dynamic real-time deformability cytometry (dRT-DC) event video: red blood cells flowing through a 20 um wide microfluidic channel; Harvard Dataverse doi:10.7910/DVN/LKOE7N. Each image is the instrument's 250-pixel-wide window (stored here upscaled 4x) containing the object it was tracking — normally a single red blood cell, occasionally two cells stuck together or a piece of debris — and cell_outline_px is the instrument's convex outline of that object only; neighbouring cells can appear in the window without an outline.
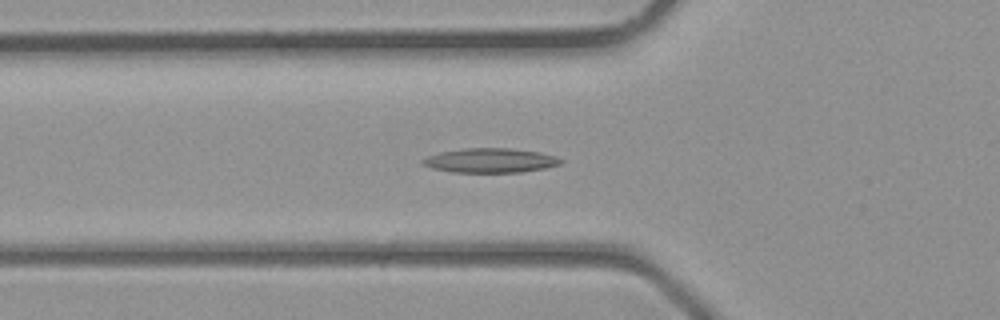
{"species": "common noctule bat (a hibernating species)", "species_latin": "Nyctalus noctula", "temperature_condition": "room temperature", "stored_images_in_passage": 30, "camera_frame_rate_fps": 3000, "um_per_image_px": 0.085, "animal": {"sex": "male", "body_mass_g": 23.1, "forearm_length_mm": 52.7}, "frame": {"image": 1, "passage_image": 8, "time_ms": 2.333, "image_size_px": [1000, 320], "cell_outline_px": [[564, 160], [560, 164], [544, 168], [520, 172], [452, 172], [432, 168], [424, 164], [420, 160], [428, 156], [440, 152], [464, 148], [508, 148], [540, 152], [556, 156]], "centroid_in_image_um": [41.69, 13.63], "position_along_channel_um": 84.1, "area_um2": 19.54}}
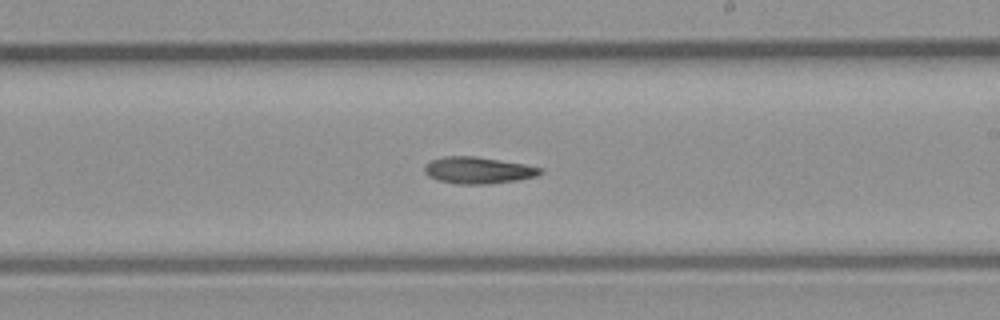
{"frame": {"image": 2, "passage_image": 17, "time_ms": 5.333, "image_size_px": [1000, 320], "cell_outline_px": [[544, 172], [536, 176], [516, 180], [492, 184], [456, 184], [440, 180], [428, 176], [424, 172], [424, 164], [432, 160], [444, 156], [476, 156], [524, 164], [544, 168]], "centroid_in_image_um": [40.65, 14.47], "position_along_channel_um": 248.4, "area_um2": 18.09}}
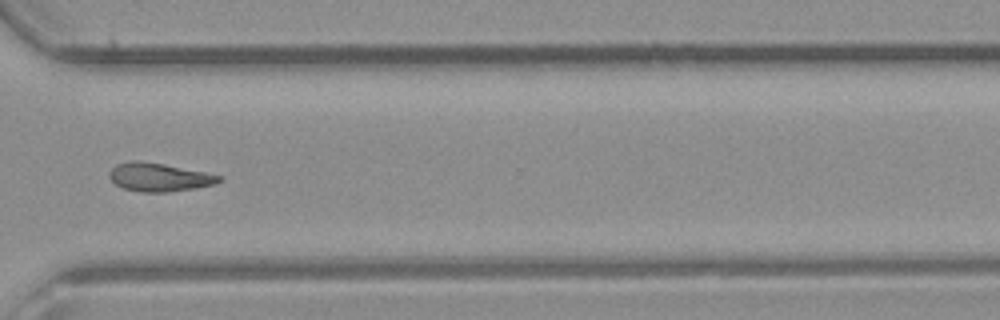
{"frame": {"image": 3, "passage_image": 23, "time_ms": 7.333, "image_size_px": [1000, 320], "cell_outline_px": [[224, 180], [216, 184], [196, 188], [168, 192], [140, 192], [124, 188], [116, 184], [108, 176], [108, 172], [116, 164], [132, 160], [136, 160], [160, 164], [204, 172], [224, 176]], "centroid_in_image_um": [13.54, 15.07], "position_along_channel_um": 357.1, "area_um2": 18.09}}